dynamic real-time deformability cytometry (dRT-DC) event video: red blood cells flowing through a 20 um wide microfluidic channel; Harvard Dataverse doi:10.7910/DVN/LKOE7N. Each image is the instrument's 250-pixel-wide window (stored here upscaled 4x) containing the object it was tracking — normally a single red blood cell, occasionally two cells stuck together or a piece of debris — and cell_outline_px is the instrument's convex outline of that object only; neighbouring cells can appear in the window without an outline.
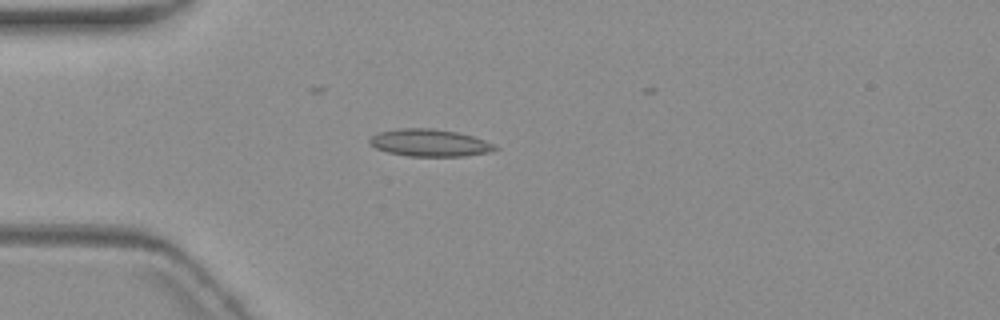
{"species": "common noctule bat (a hibernating species)", "species_latin": "Nyctalus noctula", "temperature_condition": "warm", "stored_images_in_passage": 6, "camera_frame_rate_fps": 3000, "um_per_image_px": 0.085, "animal": {"sex": "female", "body_mass_g": 19.3, "forearm_length_mm": 54.1}, "frame": {"image": 1, "passage_image": 5, "time_ms": 5.0, "image_size_px": [1000, 320], "cell_outline_px": [[500, 148], [488, 152], [464, 156], [408, 156], [388, 152], [376, 148], [368, 144], [368, 140], [372, 136], [380, 132], [400, 128], [432, 128], [456, 132], [472, 136], [496, 144]], "centroid_in_image_um": [36.52, 12.14], "position_along_channel_um": 48.5, "area_um2": 19.88}}